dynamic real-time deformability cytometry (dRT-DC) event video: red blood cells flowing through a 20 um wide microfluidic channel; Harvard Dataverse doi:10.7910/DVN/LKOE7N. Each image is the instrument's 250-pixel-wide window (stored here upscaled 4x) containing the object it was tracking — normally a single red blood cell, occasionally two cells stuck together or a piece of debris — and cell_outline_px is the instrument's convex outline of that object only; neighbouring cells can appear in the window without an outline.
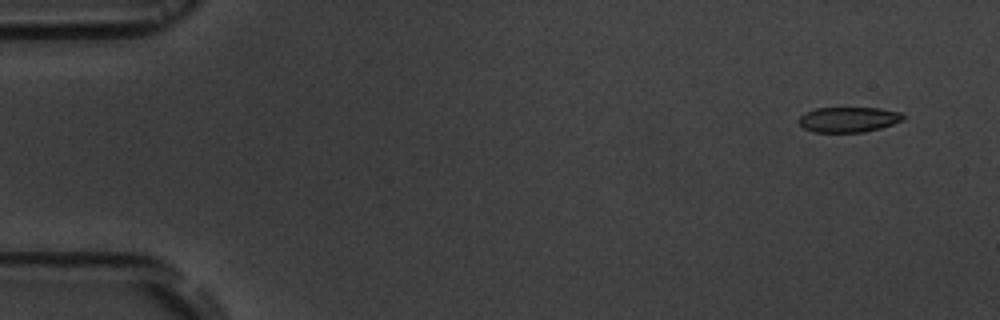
{"species": "common noctule bat (a hibernating species)", "species_latin": "Nyctalus noctula", "temperature_condition": "room temperature", "stored_images_in_passage": 4, "camera_frame_rate_fps": 3000, "um_per_image_px": 0.085, "animal": {"sex": "male", "body_mass_g": 19.5, "forearm_length_mm": 54.6}, "frame": {"image": 1, "passage_image": 1, "time_ms": 0.0, "image_size_px": [1000, 320], "cell_outline_px": [[904, 120], [880, 128], [864, 132], [812, 132], [804, 128], [796, 120], [804, 112], [816, 108], [880, 108], [900, 112], [904, 116]], "centroid_in_image_um": [72.09, 10.16], "position_along_channel_um": 12.9, "area_um2": 15.43}}
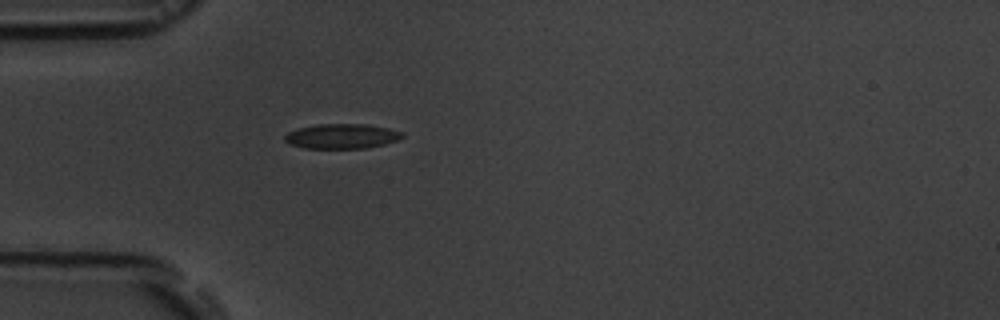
{"frame": {"image": 2, "passage_image": 4, "time_ms": 4.333, "image_size_px": [1000, 320], "cell_outline_px": [[404, 136], [396, 140], [384, 144], [364, 148], [304, 148], [288, 144], [284, 140], [284, 136], [288, 132], [296, 128], [320, 124], [364, 124], [388, 128], [404, 132]], "centroid_in_image_um": [29.02, 11.57], "position_along_channel_um": 56.0, "area_um2": 16.99}}